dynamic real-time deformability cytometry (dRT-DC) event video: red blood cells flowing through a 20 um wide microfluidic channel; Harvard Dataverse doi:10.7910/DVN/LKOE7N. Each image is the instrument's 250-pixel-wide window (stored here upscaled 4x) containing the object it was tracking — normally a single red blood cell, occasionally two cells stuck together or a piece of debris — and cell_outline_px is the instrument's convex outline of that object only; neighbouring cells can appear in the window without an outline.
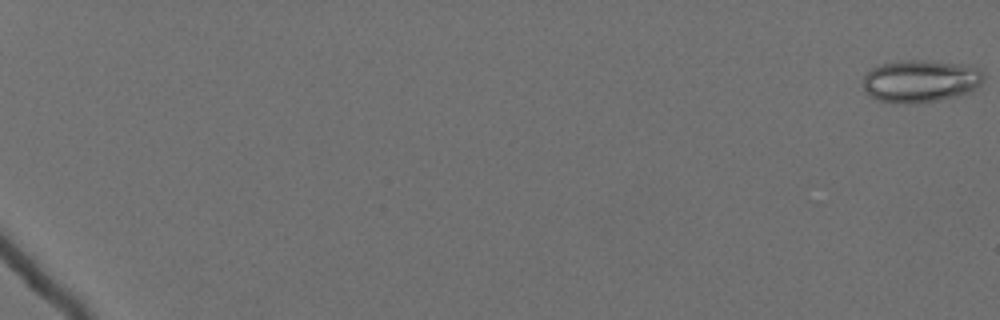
{"species": "Egyptian fruit bat (a non-hibernating species)", "species_latin": "Rousettus aegyptiacus", "temperature_condition": "cold", "stored_images_in_passage": 62, "camera_frame_rate_fps": 3000, "um_per_image_px": 0.085, "animal": {"sex": "female"}, "frame": {"image": 1, "passage_image": 1, "time_ms": 0.0, "image_size_px": [1000, 320], "cell_outline_px": [[984, 76], [980, 84], [972, 92], [956, 96], [936, 100], [876, 100], [868, 96], [864, 88], [864, 76], [872, 68], [880, 64], [900, 60], [924, 60], [964, 64], [980, 68]], "centroid_in_image_um": [78.28, 6.83], "position_along_channel_um": 6.7, "area_um2": 29.13}}
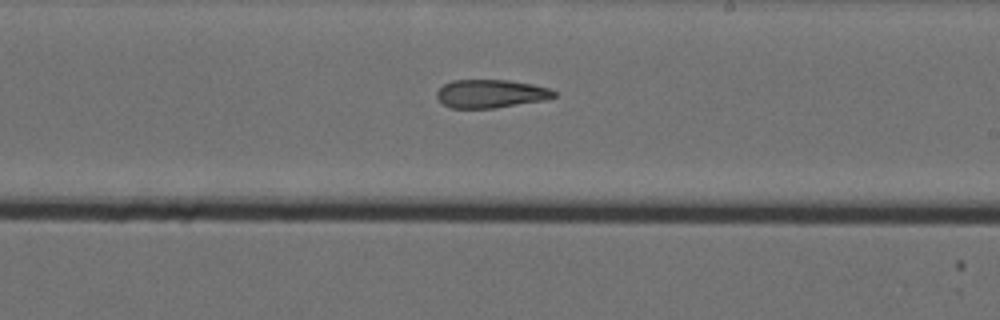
{"frame": {"image": 2, "passage_image": 41, "time_ms": 13.333, "image_size_px": [1000, 320], "cell_outline_px": [[556, 96], [544, 100], [496, 108], [452, 108], [444, 104], [436, 96], [436, 92], [444, 84], [452, 80], [508, 80], [532, 84], [548, 88], [556, 92]], "centroid_in_image_um": [41.71, 7.96], "position_along_channel_um": 247.3, "area_um2": 19.25}}
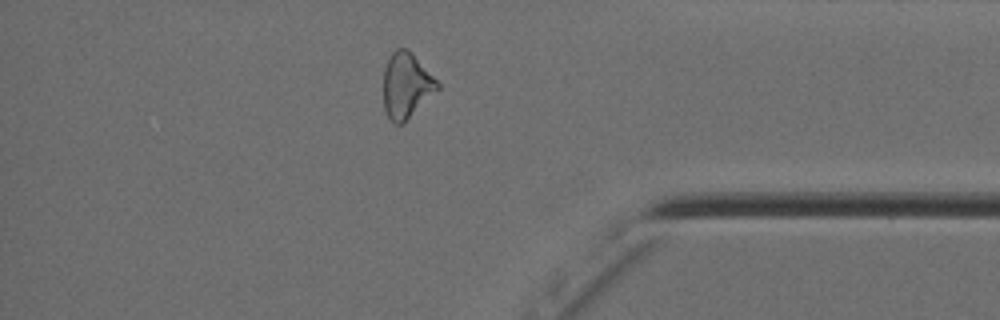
{"frame": {"image": 3, "passage_image": 55, "time_ms": 18.0, "image_size_px": [1000, 320], "cell_outline_px": [[440, 88], [404, 124], [396, 124], [388, 116], [384, 108], [384, 68], [392, 52], [396, 48], [408, 48], [412, 52], [440, 84]], "centroid_in_image_um": [34.55, 7.27], "position_along_channel_um": 400.7, "area_um2": 20.63}, "authors_computed_cell_mechanics": {"area_um2": 22.5709, "velocity_mm_per_s": 3.5809, "shape_relaxation_time_tau1_ms": null, "shape_relaxation_time_tau2_ms": 8.6718, "deformation_change_tau1": null, "deformation_change_tau2": 0.2191}}